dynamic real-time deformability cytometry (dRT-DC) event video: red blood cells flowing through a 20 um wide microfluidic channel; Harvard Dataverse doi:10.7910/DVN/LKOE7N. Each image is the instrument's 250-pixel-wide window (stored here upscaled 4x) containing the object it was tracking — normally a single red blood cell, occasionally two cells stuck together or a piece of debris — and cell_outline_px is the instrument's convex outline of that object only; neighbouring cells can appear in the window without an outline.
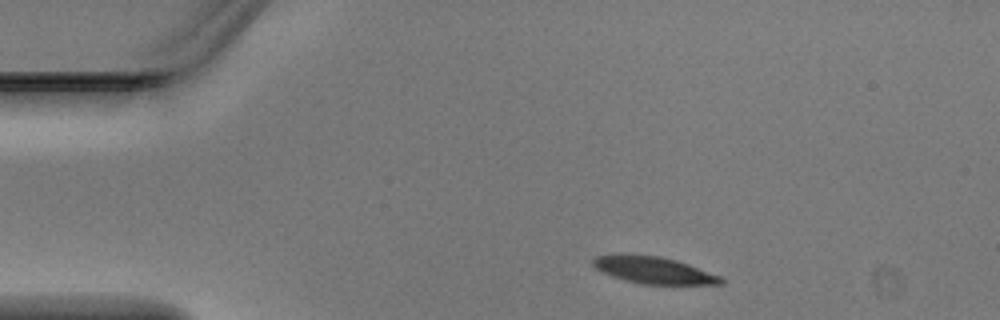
{"species": "Egyptian fruit bat (a non-hibernating species)", "species_latin": "Rousettus aegyptiacus", "temperature_condition": "warm", "stored_images_in_passage": 3, "camera_frame_rate_fps": 3000, "um_per_image_px": 0.085, "animal": {"sex": "male"}, "frame": {"image": 1, "passage_image": 1, "time_ms": 0.0, "image_size_px": [1000, 320], "cell_outline_px": [[724, 284], [640, 284], [624, 280], [612, 276], [596, 268], [592, 264], [592, 260], [596, 256], [620, 252], [660, 256], [676, 260], [688, 264], [720, 276], [724, 280]], "centroid_in_image_um": [55.5, 22.93], "position_along_channel_um": 29.5, "area_um2": 20.29}}
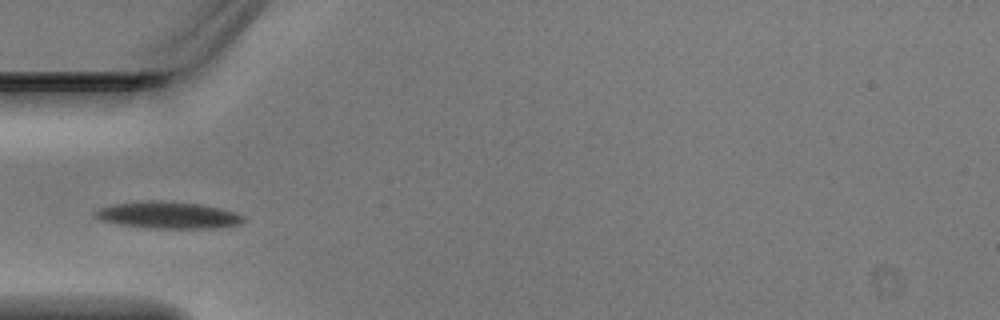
{"frame": {"image": 2, "passage_image": 3, "time_ms": 0.667, "image_size_px": [1000, 320], "cell_outline_px": [[244, 220], [240, 224], [216, 228], [148, 228], [116, 224], [100, 220], [92, 212], [100, 208], [112, 204], [140, 200], [160, 200], [200, 204], [220, 208], [244, 216]], "centroid_in_image_um": [14.23, 18.28], "position_along_channel_um": 70.8, "area_um2": 23.35}}